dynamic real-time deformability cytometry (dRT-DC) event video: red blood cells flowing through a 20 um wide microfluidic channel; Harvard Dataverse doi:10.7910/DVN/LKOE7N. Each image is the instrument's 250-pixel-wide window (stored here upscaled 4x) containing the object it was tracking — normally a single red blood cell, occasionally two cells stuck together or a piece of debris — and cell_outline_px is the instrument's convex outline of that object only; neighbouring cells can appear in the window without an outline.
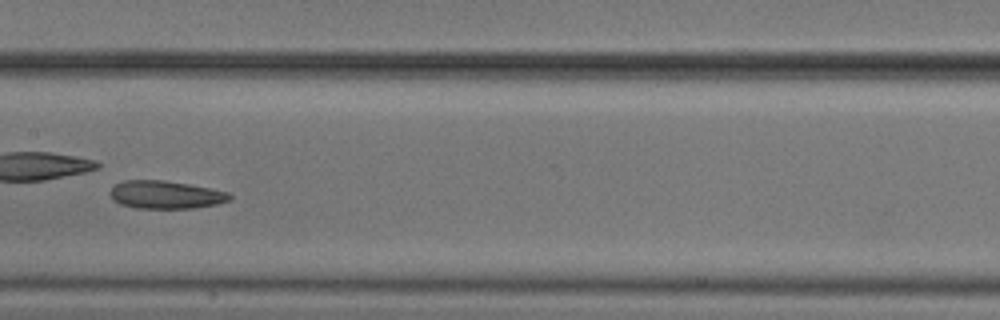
{"species": "common noctule bat (a hibernating species)", "species_latin": "Nyctalus noctula", "temperature_condition": "cold", "stored_images_in_passage": 30, "camera_frame_rate_fps": 3000, "um_per_image_px": 0.085, "animal": {"sex": "male", "body_mass_g": 20.5, "forearm_length_mm": 52.5}, "frame": {"image": 1, "passage_image": 18, "time_ms": 5.667, "image_size_px": [1000, 320], "cell_outline_px": [[232, 196], [228, 200], [216, 204], [192, 208], [136, 208], [120, 204], [112, 200], [108, 192], [116, 184], [124, 180], [164, 180], [188, 184], [228, 192]], "centroid_in_image_um": [14.02, 16.55], "position_along_channel_um": 193.4, "area_um2": 19.36}}